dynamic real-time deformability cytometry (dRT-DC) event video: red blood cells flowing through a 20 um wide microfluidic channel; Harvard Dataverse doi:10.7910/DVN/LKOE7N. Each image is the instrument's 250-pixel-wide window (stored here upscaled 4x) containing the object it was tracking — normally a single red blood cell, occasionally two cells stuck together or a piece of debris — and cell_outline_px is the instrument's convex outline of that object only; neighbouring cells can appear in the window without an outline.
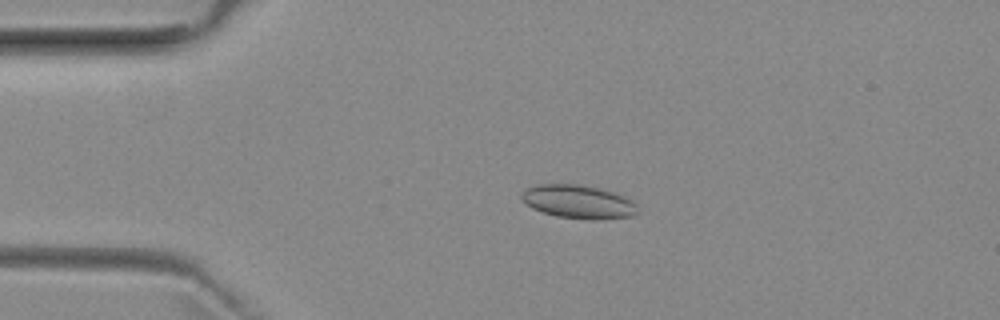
{"species": "common noctule bat (a hibernating species)", "species_latin": "Nyctalus noctula", "temperature_condition": "room temperature", "stored_images_in_passage": 52, "camera_frame_rate_fps": 3000, "um_per_image_px": 0.085, "animal": {"sex": "female", "body_mass_g": 29.2, "forearm_length_mm": 56.3}, "frame": {"image": 1, "passage_image": 11, "time_ms": 3.333, "image_size_px": [1000, 320], "cell_outline_px": [[636, 212], [632, 216], [596, 220], [588, 220], [556, 216], [532, 208], [520, 196], [524, 188], [536, 184], [580, 184], [600, 188], [624, 196], [632, 200], [636, 204]], "centroid_in_image_um": [49.14, 17.14], "position_along_channel_um": 35.9, "area_um2": 22.66}}
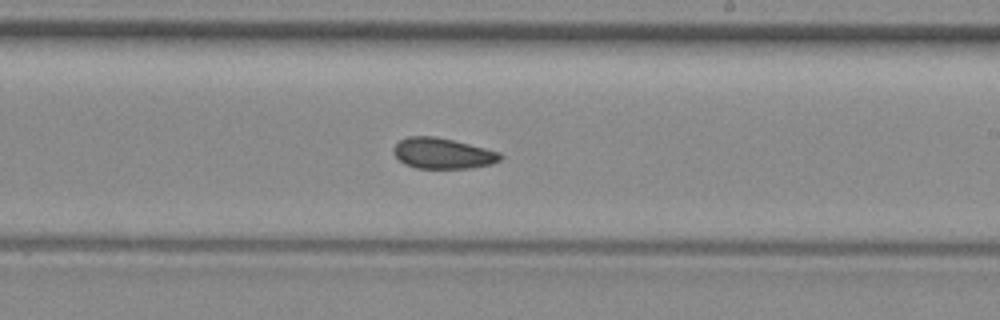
{"frame": {"image": 2, "passage_image": 30, "time_ms": 9.667, "image_size_px": [1000, 320], "cell_outline_px": [[504, 156], [500, 160], [492, 164], [468, 168], [416, 168], [404, 164], [392, 152], [392, 148], [400, 140], [408, 136], [436, 136], [500, 152]], "centroid_in_image_um": [37.61, 13.04], "position_along_channel_um": 251.4, "area_um2": 19.07}}
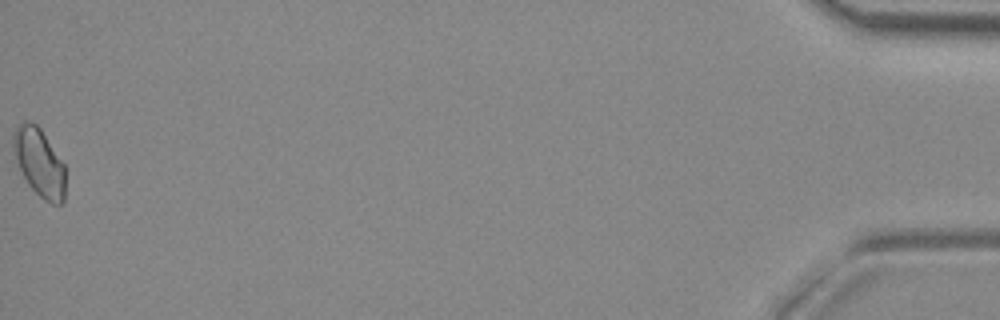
{"frame": {"image": 3, "passage_image": 52, "time_ms": 17.0, "image_size_px": [1000, 320], "cell_outline_px": [[64, 200], [60, 204], [52, 204], [44, 200], [28, 184], [16, 160], [12, 144], [12, 136], [16, 128], [24, 120], [28, 120], [36, 124], [40, 128], [64, 164]], "centroid_in_image_um": [3.33, 13.79], "position_along_channel_um": 431.9, "area_um2": 20.35}, "authors_computed_cell_mechanics": {"area_um2": 19.7387, "velocity_mm_per_s": 3.9457, "shape_relaxation_time_tau1_ms": null, "shape_relaxation_time_tau2_ms": 5.1456, "deformation_change_tau1": null, "deformation_change_tau2": 0.0951}}